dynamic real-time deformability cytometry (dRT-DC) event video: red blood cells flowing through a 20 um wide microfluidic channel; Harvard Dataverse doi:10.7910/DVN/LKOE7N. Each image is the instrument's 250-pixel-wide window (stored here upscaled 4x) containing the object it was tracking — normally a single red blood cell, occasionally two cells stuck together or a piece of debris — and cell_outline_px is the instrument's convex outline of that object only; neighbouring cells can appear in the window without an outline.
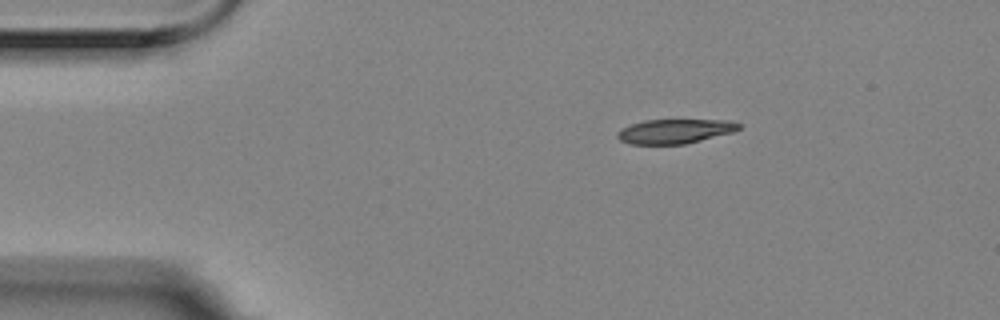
{"species": "Egyptian fruit bat (a non-hibernating species)", "species_latin": "Rousettus aegyptiacus", "temperature_condition": "room temperature", "stored_images_in_passage": 2, "camera_frame_rate_fps": 3000, "um_per_image_px": 0.085, "animal": {"sex": "female"}, "frame": {"image": 1, "passage_image": 2, "time_ms": 0.333, "image_size_px": [1000, 320], "cell_outline_px": [[740, 128], [732, 132], [684, 144], [628, 144], [620, 140], [616, 136], [616, 132], [620, 128], [644, 120], [732, 120], [740, 124]], "centroid_in_image_um": [57.31, 11.15], "position_along_channel_um": 27.7, "area_um2": 17.22}}